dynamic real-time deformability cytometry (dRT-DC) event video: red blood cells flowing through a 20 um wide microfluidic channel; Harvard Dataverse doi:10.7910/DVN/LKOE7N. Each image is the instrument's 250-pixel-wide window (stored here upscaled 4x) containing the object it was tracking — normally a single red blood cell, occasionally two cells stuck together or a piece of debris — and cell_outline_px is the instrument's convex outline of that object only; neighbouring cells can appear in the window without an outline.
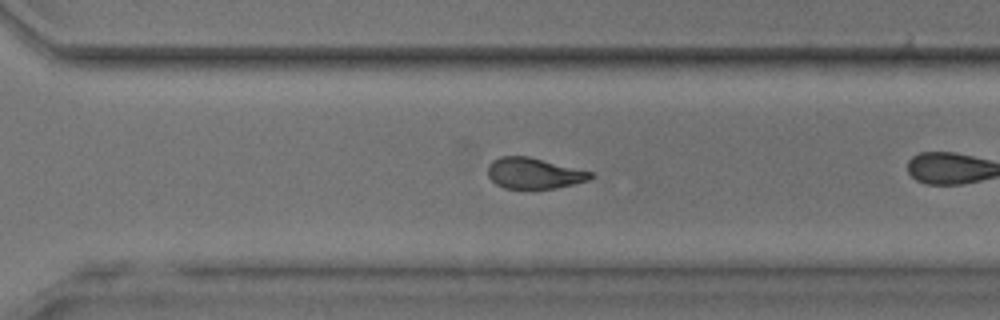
{"species": "common noctule bat (a hibernating species)", "species_latin": "Nyctalus noctula", "temperature_condition": "room temperature", "stored_images_in_passage": 31, "camera_frame_rate_fps": 3000, "um_per_image_px": 0.085, "animal": {"sex": "male", "body_mass_g": 17.9, "forearm_length_mm": 54.2}, "frame": {"image": 1, "passage_image": 27, "time_ms": 8.667, "image_size_px": [1000, 320], "cell_outline_px": [[596, 176], [588, 180], [572, 184], [552, 188], [504, 188], [496, 184], [488, 176], [488, 164], [492, 160], [500, 156], [528, 156], [592, 172]], "centroid_in_image_um": [45.36, 14.71], "position_along_channel_um": 325.2, "area_um2": 18.32}}